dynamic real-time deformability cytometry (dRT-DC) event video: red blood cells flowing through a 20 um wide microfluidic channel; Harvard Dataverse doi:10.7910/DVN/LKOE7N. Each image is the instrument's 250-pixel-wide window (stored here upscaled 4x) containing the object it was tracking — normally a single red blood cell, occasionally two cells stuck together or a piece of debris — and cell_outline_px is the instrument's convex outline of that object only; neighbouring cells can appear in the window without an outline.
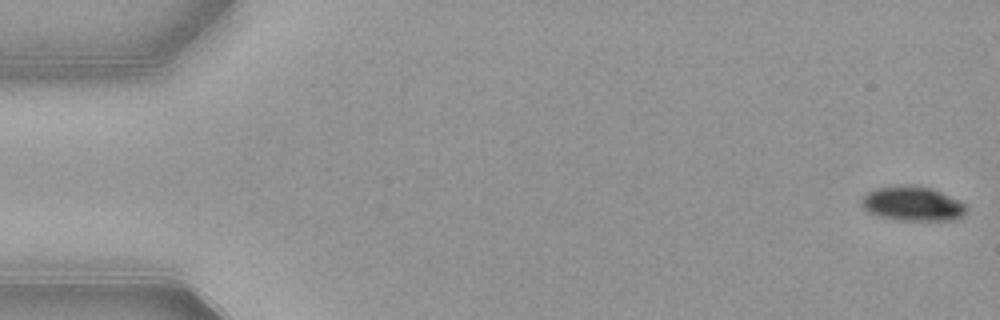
{"species": "common noctule bat (a hibernating species)", "species_latin": "Nyctalus noctula", "temperature_condition": "warm", "stored_images_in_passage": 53, "camera_frame_rate_fps": 3000, "um_per_image_px": 0.085, "animal": {"sex": "female", "body_mass_g": 21.9}, "frame": {"image": 1, "passage_image": 1, "time_ms": 0.0, "image_size_px": [1000, 320], "cell_outline_px": [[964, 212], [956, 220], [896, 220], [876, 216], [868, 212], [860, 204], [860, 200], [868, 192], [876, 188], [904, 184], [932, 188], [964, 204]], "centroid_in_image_um": [77.48, 17.32], "position_along_channel_um": 7.5, "area_um2": 20.87}}
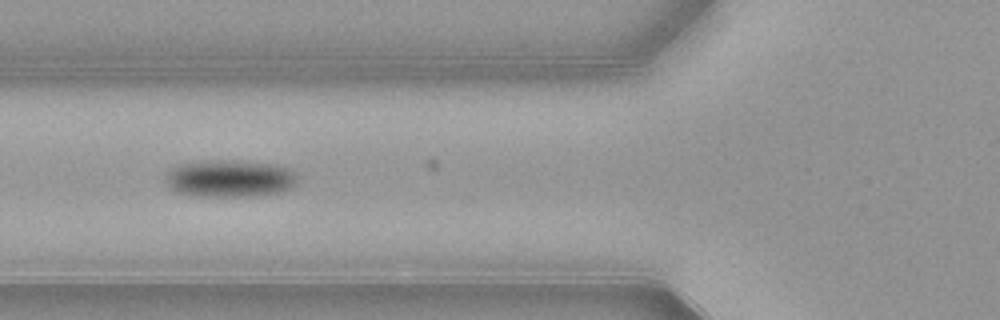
{"frame": {"image": 2, "passage_image": 20, "time_ms": 6.333, "image_size_px": [1000, 320], "cell_outline_px": [[296, 184], [292, 188], [280, 192], [252, 196], [196, 196], [176, 192], [164, 180], [164, 176], [172, 168], [180, 164], [204, 160], [220, 160], [272, 164], [292, 168], [296, 176]], "centroid_in_image_um": [19.53, 15.17], "position_along_channel_um": 106.3, "area_um2": 28.61}}
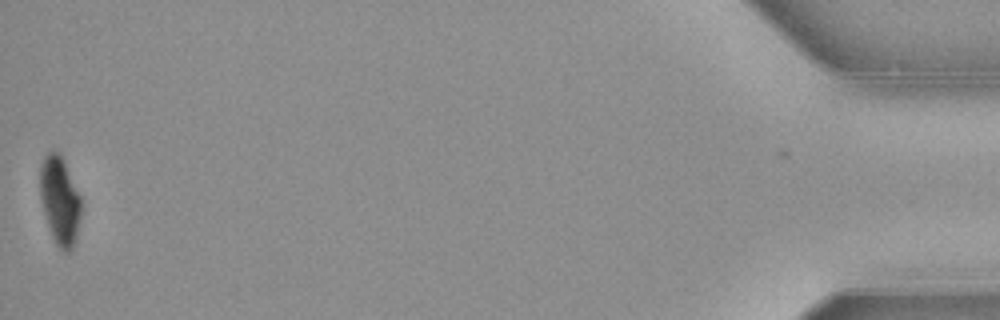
{"frame": {"image": 3, "passage_image": 53, "time_ms": 17.333, "image_size_px": [1000, 320], "cell_outline_px": [[80, 216], [76, 240], [72, 248], [68, 252], [64, 252], [56, 244], [52, 236], [40, 200], [40, 164], [44, 156], [48, 152], [60, 152], [64, 160], [80, 196]], "centroid_in_image_um": [5.07, 17.03], "position_along_channel_um": 430.1, "area_um2": 20.98}, "authors_computed_cell_mechanics": {"area_um2": 25.2008, "velocity_mm_per_s": 3.8836, "shape_relaxation_time_tau1_ms": 2.5478, "shape_relaxation_time_tau2_ms": null, "deformation_change_tau1": 0.1018, "deformation_change_tau2": null}}